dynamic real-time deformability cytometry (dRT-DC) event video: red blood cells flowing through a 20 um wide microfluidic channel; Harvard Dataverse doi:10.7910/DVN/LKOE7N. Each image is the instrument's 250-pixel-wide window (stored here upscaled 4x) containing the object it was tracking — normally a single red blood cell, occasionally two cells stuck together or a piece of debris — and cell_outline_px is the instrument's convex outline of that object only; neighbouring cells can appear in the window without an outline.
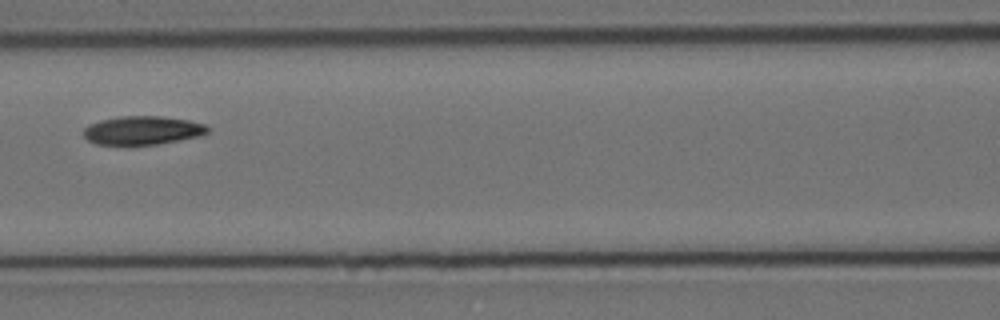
{"species": "Egyptian fruit bat (a non-hibernating species)", "species_latin": "Rousettus aegyptiacus", "temperature_condition": "cold", "stored_images_in_passage": 6, "camera_frame_rate_fps": 3000, "um_per_image_px": 0.085, "animal": {"sex": "female"}, "frame": {"image": 1, "passage_image": 5, "time_ms": 1.333, "image_size_px": [1000, 320], "cell_outline_px": [[208, 132], [196, 136], [156, 144], [128, 148], [96, 144], [88, 140], [84, 136], [84, 128], [88, 124], [100, 120], [120, 116], [160, 116], [188, 120], [204, 124], [208, 128]], "centroid_in_image_um": [12.0, 11.12], "position_along_channel_um": 154.6, "area_um2": 21.15}}
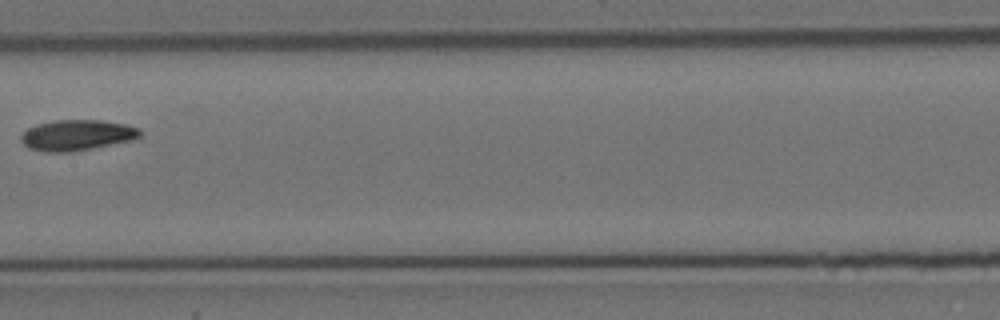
{"frame": {"image": 2, "passage_image": 6, "time_ms": 1.667, "image_size_px": [1000, 320], "cell_outline_px": [[144, 132], [140, 136], [132, 140], [68, 152], [44, 152], [28, 148], [20, 140], [20, 136], [28, 128], [36, 124], [52, 120], [100, 120], [124, 124], [140, 128]], "centroid_in_image_um": [6.52, 11.48], "position_along_channel_um": 200.9, "area_um2": 21.27}}